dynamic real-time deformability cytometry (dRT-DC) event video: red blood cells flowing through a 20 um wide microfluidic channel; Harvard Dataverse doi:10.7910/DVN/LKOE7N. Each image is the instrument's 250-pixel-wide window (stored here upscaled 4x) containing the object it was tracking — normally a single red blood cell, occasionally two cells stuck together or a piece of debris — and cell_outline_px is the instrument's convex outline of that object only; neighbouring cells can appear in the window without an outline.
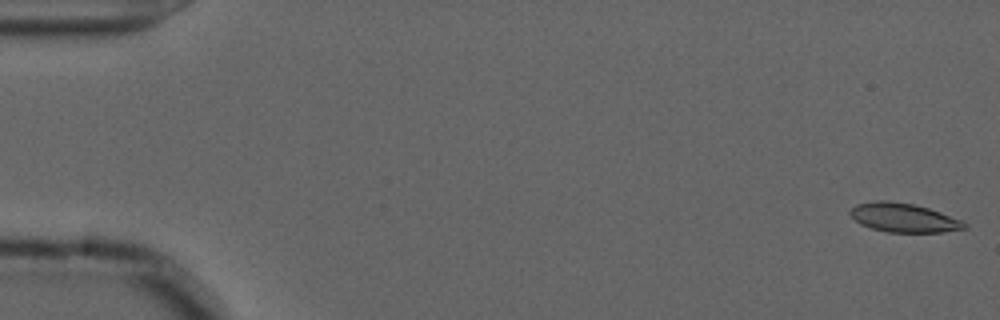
{"species": "common noctule bat (a hibernating species)", "species_latin": "Nyctalus noctula", "temperature_condition": "cold", "stored_images_in_passage": 55, "camera_frame_rate_fps": 3000, "um_per_image_px": 0.085, "animal": {"sex": "male", "forearm_length_mm": 52.5}, "frame": {"image": 1, "passage_image": 1, "time_ms": 0.0, "image_size_px": [1000, 320], "cell_outline_px": [[968, 228], [944, 232], [888, 232], [872, 228], [860, 224], [848, 212], [856, 204], [876, 200], [888, 200], [912, 204], [928, 208], [940, 212], [960, 220], [968, 224]], "centroid_in_image_um": [76.81, 18.5], "position_along_channel_um": 8.2, "area_um2": 19.19}}
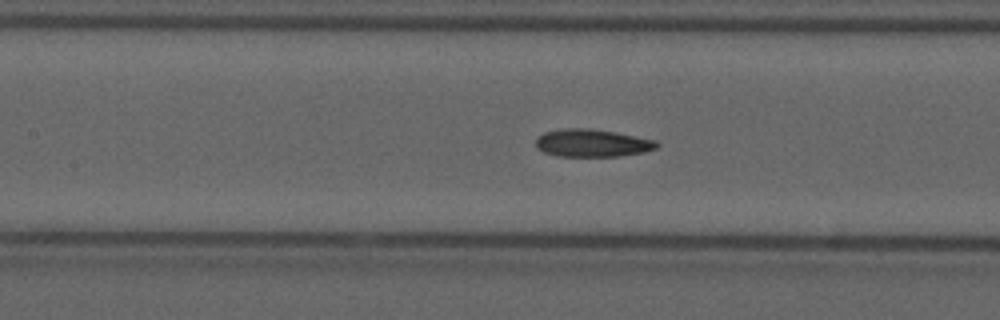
{"frame": {"image": 2, "passage_image": 25, "time_ms": 8.0, "image_size_px": [1000, 320], "cell_outline_px": [[660, 144], [656, 148], [644, 152], [620, 156], [556, 156], [544, 152], [536, 148], [536, 140], [544, 132], [564, 128], [588, 128], [616, 132], [656, 140]], "centroid_in_image_um": [50.34, 12.16], "position_along_channel_um": 157.1, "area_um2": 19.54}}
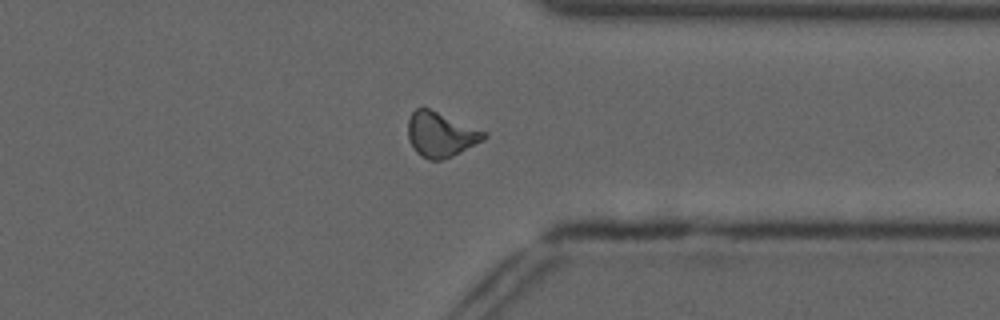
{"frame": {"image": 3, "passage_image": 43, "time_ms": 14.0, "image_size_px": [1000, 320], "cell_outline_px": [[488, 136], [484, 140], [452, 156], [440, 160], [428, 160], [420, 156], [416, 152], [408, 136], [408, 120], [412, 112], [416, 108], [428, 108], [488, 132]], "centroid_in_image_um": [37.48, 11.43], "position_along_channel_um": 373.9, "area_um2": 19.77}, "authors_computed_cell_mechanics": {"area_um2": 19.363, "velocity_mm_per_s": 3.669, "shape_relaxation_time_tau1_ms": null, "shape_relaxation_time_tau2_ms": 3.5189, "deformation_change_tau1": null, "deformation_change_tau2": 0.1092}}